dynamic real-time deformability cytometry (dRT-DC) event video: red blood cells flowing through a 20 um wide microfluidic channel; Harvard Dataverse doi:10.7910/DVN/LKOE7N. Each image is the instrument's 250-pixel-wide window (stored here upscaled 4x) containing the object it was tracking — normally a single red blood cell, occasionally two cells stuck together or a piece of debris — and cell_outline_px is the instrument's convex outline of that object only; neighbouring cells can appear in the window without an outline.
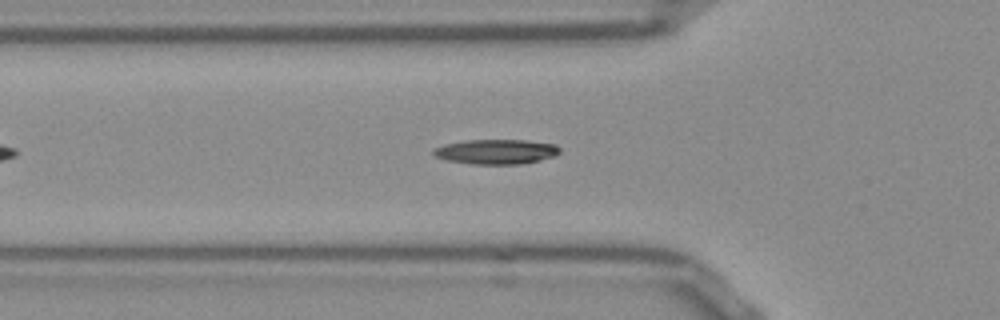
{"species": "Egyptian fruit bat (a non-hibernating species)", "species_latin": "Rousettus aegyptiacus", "temperature_condition": "room temperature", "stored_images_in_passage": 46, "camera_frame_rate_fps": 3000, "um_per_image_px": 0.085, "frame": {"image": 1, "passage_image": 10, "time_ms": 3.0, "image_size_px": [1000, 320], "cell_outline_px": [[560, 152], [552, 156], [540, 160], [520, 164], [472, 164], [448, 160], [436, 156], [432, 152], [432, 148], [444, 144], [464, 140], [524, 140], [556, 144], [560, 148]], "centroid_in_image_um": [42.15, 12.88], "position_along_channel_um": 83.6, "area_um2": 18.21}}
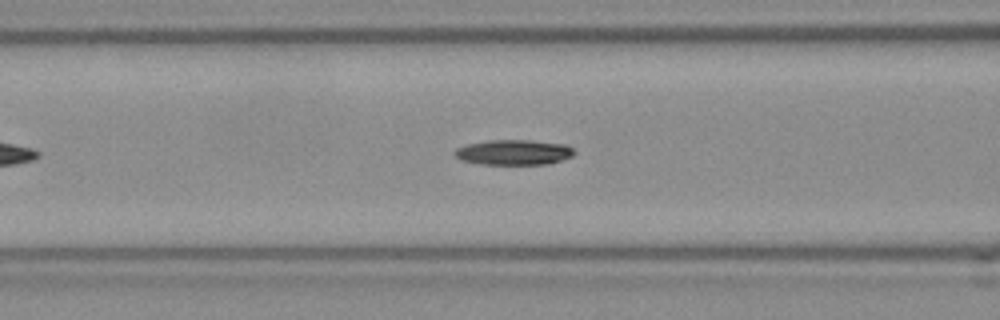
{"frame": {"image": 2, "passage_image": 13, "time_ms": 4.0, "image_size_px": [1000, 320], "cell_outline_px": [[576, 152], [572, 156], [548, 164], [480, 164], [460, 160], [452, 152], [456, 148], [468, 144], [488, 140], [532, 140], [564, 144], [572, 148]], "centroid_in_image_um": [43.64, 12.94], "position_along_channel_um": 123.0, "area_um2": 17.57}}
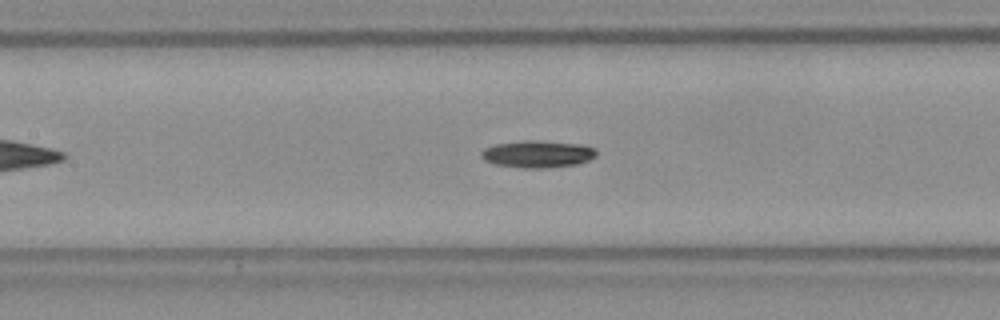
{"frame": {"image": 3, "passage_image": 16, "time_ms": 5.0, "image_size_px": [1000, 320], "cell_outline_px": [[596, 156], [588, 160], [576, 164], [540, 168], [524, 168], [496, 164], [484, 160], [480, 156], [480, 152], [484, 148], [496, 144], [524, 140], [536, 140], [580, 144], [596, 148]], "centroid_in_image_um": [45.68, 13.08], "position_along_channel_um": 161.7, "area_um2": 18.09}}